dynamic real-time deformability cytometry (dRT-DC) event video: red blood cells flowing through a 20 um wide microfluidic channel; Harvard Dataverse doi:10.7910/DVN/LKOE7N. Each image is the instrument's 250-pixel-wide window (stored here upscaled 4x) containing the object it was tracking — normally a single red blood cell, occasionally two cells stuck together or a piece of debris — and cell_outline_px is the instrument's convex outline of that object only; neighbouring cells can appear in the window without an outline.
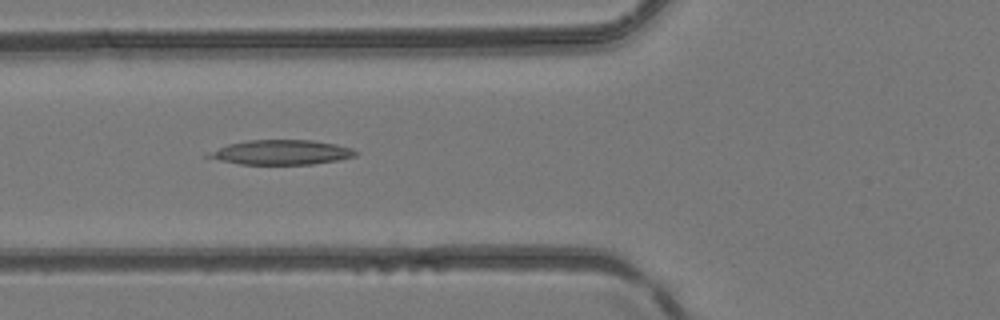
{"species": "common noctule bat (a hibernating species)", "species_latin": "Nyctalus noctula", "temperature_condition": "room temperature", "stored_images_in_passage": 41, "camera_frame_rate_fps": 3000, "um_per_image_px": 0.085, "animal": {"sex": "female", "body_mass_g": 24.6, "forearm_length_mm": 56.2}, "frame": {"image": 1, "passage_image": 17, "time_ms": 5.333, "image_size_px": [1000, 320], "cell_outline_px": [[360, 152], [356, 156], [336, 160], [312, 164], [240, 164], [220, 160], [204, 156], [208, 152], [228, 144], [248, 140], [312, 140], [336, 144], [352, 148]], "centroid_in_image_um": [23.92, 12.94], "position_along_channel_um": 101.9, "area_um2": 21.1}}
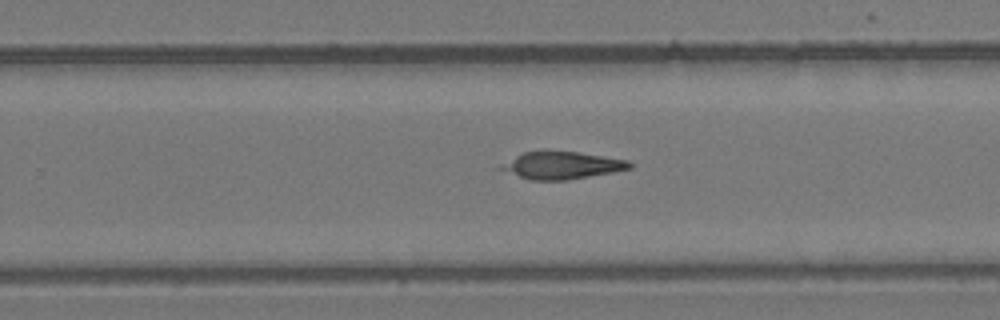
{"frame": {"image": 2, "passage_image": 29, "time_ms": 9.333, "image_size_px": [1000, 320], "cell_outline_px": [[636, 164], [632, 168], [612, 172], [568, 180], [532, 180], [496, 168], [500, 164], [524, 152], [576, 152], [628, 160]], "centroid_in_image_um": [47.79, 14.07], "position_along_channel_um": 282.0, "area_um2": 20.11}}
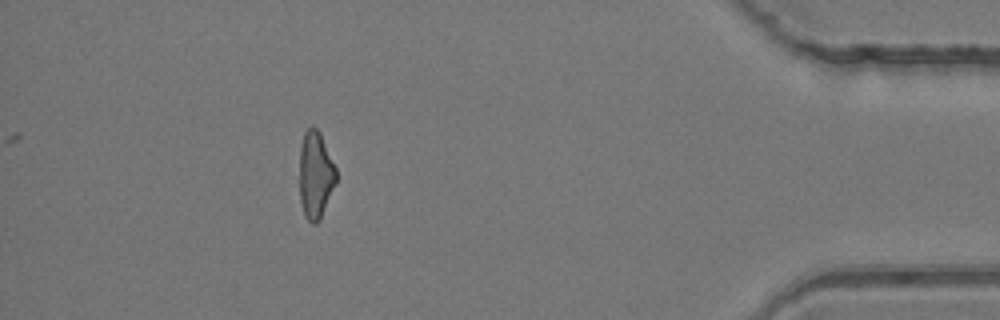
{"frame": {"image": 3, "passage_image": 41, "time_ms": 13.333, "image_size_px": [1000, 320], "cell_outline_px": [[336, 184], [320, 220], [316, 224], [312, 224], [304, 216], [300, 200], [300, 148], [304, 132], [312, 124], [320, 132], [336, 168]], "centroid_in_image_um": [26.82, 14.88], "position_along_channel_um": 408.4, "area_um2": 18.79}}